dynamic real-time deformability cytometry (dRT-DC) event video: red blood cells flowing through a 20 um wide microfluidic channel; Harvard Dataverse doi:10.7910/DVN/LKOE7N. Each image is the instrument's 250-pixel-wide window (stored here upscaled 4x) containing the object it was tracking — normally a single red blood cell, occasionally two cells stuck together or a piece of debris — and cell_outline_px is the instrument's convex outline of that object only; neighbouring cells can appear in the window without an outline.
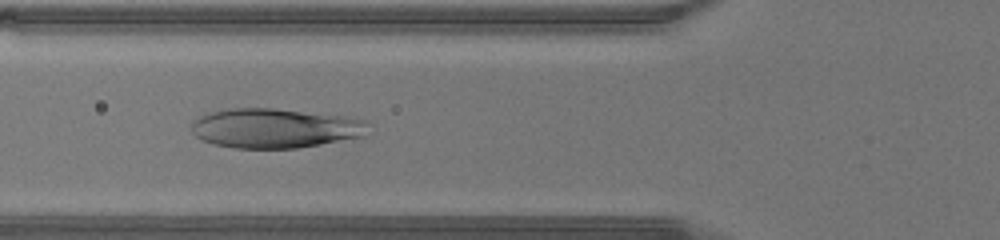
{"species": "human", "species_latin": "Homo sapiens", "temperature_condition": "warm", "stored_images_in_passage": 43, "camera_frame_rate_fps": 3000, "um_per_image_px": 0.085, "donor": {"sex": "male"}, "frame": {"image": 1, "passage_image": 15, "time_ms": 4.667, "image_size_px": [1000, 240], "cell_outline_px": [[372, 124], [360, 136], [320, 144], [296, 148], [236, 148], [212, 144], [196, 136], [192, 132], [192, 120], [204, 112], [224, 108], [272, 108], [348, 116], [368, 120]], "centroid_in_image_um": [23.33, 10.87], "position_along_channel_um": 102.5, "area_um2": 41.1}}
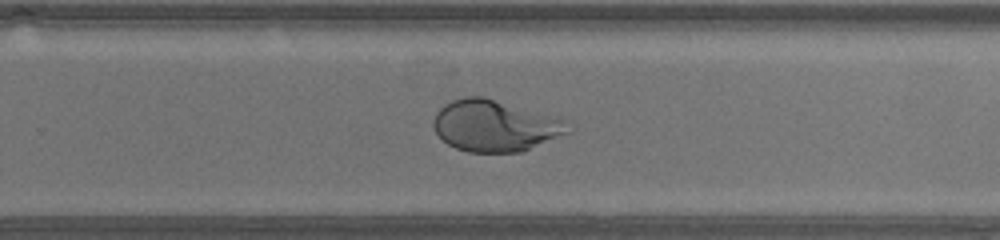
{"frame": {"image": 2, "passage_image": 27, "time_ms": 8.667, "image_size_px": [1000, 240], "cell_outline_px": [[572, 132], [520, 152], [468, 152], [456, 148], [448, 144], [436, 132], [432, 124], [432, 120], [436, 112], [444, 104], [452, 100], [464, 96], [484, 96], [572, 120]], "centroid_in_image_um": [42.15, 10.67], "position_along_channel_um": 287.7, "area_um2": 41.04}}
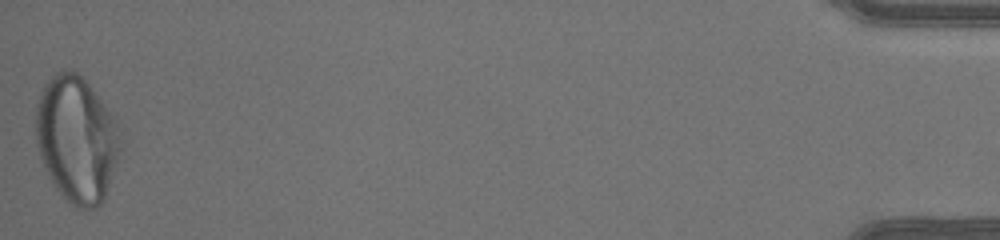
{"frame": {"image": 3, "passage_image": 43, "time_ms": 14.0, "image_size_px": [1000, 240], "cell_outline_px": [[124, 144], [120, 156], [104, 200], [96, 208], [76, 208], [68, 204], [64, 200], [56, 188], [40, 156], [36, 144], [36, 104], [44, 84], [56, 72], [64, 68], [72, 68], [88, 84], [116, 120], [120, 128]], "centroid_in_image_um": [6.54, 11.84], "position_along_channel_um": 428.7, "area_um2": 62.83}}